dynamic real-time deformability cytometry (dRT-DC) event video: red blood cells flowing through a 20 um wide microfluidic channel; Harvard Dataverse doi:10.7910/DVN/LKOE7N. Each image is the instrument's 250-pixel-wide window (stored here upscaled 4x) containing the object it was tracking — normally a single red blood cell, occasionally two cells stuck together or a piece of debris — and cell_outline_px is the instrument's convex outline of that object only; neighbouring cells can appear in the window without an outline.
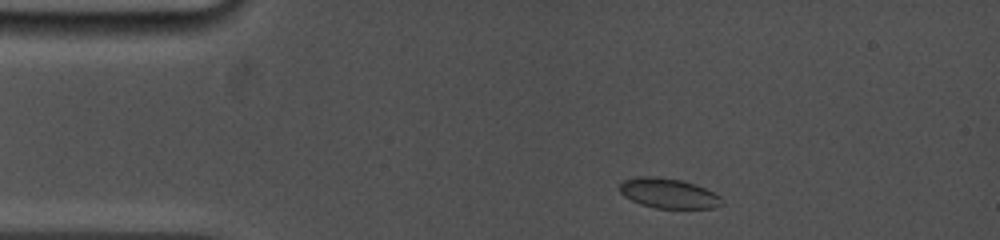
{"species": "common noctule bat (a hibernating species)", "species_latin": "Nyctalus noctula", "temperature_condition": "cold", "stored_images_in_passage": 10, "camera_frame_rate_fps": 5000, "um_per_image_px": 0.085, "animal": {"sex": "female", "body_mass_g": 19.0, "forearm_length_mm": 53.3}, "frame": {"image": 1, "passage_image": 1, "time_ms": 0.0, "image_size_px": [1000, 240], "cell_outline_px": [[724, 204], [716, 208], [656, 208], [640, 204], [624, 196], [620, 192], [620, 184], [624, 180], [636, 176], [656, 176], [680, 180], [696, 184], [720, 196], [724, 200]], "centroid_in_image_um": [56.84, 16.43], "position_along_channel_um": 28.2, "area_um2": 17.92}}
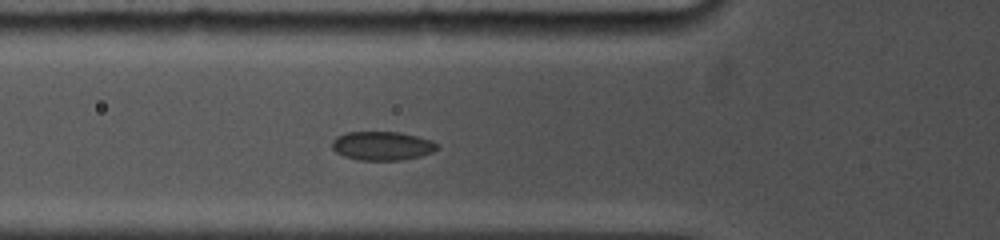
{"frame": {"image": 2, "passage_image": 5, "time_ms": 3.0, "image_size_px": [1000, 240], "cell_outline_px": [[440, 148], [432, 152], [420, 156], [400, 160], [360, 160], [344, 156], [336, 152], [332, 148], [332, 140], [336, 136], [348, 132], [400, 132], [432, 140], [440, 144]], "centroid_in_image_um": [32.51, 12.39], "position_along_channel_um": 93.3, "area_um2": 17.74}}
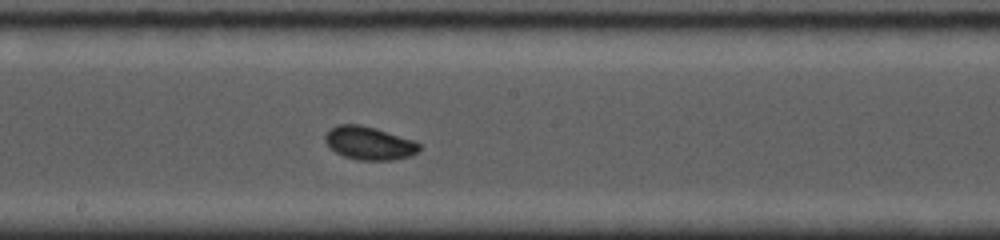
{"frame": {"image": 3, "passage_image": 10, "time_ms": 6.2, "image_size_px": [1000, 240], "cell_outline_px": [[420, 148], [412, 156], [392, 160], [356, 160], [344, 156], [336, 152], [324, 140], [324, 136], [336, 124], [360, 124], [376, 128], [416, 140], [420, 144]], "centroid_in_image_um": [31.41, 12.16], "position_along_channel_um": 216.8, "area_um2": 18.32}}